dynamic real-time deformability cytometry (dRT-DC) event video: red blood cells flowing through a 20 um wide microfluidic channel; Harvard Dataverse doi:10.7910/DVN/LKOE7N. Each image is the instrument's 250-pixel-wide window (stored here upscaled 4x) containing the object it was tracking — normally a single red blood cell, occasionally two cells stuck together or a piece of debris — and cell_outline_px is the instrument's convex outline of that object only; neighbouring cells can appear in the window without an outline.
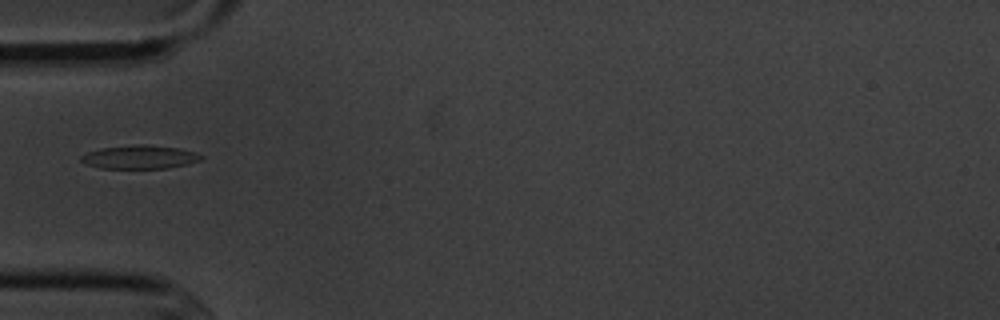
{"species": "common noctule bat (a hibernating species)", "species_latin": "Nyctalus noctula", "temperature_condition": "cold", "stored_images_in_passage": 10, "camera_frame_rate_fps": 3000, "um_per_image_px": 0.085, "animal": {"sex": "male", "body_mass_g": 20.1, "forearm_length_mm": 53.5}, "frame": {"image": 1, "passage_image": 5, "time_ms": 4.667, "image_size_px": [1000, 320], "cell_outline_px": [[204, 156], [200, 160], [168, 168], [100, 168], [84, 164], [80, 160], [80, 156], [88, 152], [104, 148], [136, 144], [140, 144], [176, 148], [196, 152]], "centroid_in_image_um": [11.84, 13.35], "position_along_channel_um": 73.2, "area_um2": 16.18}}
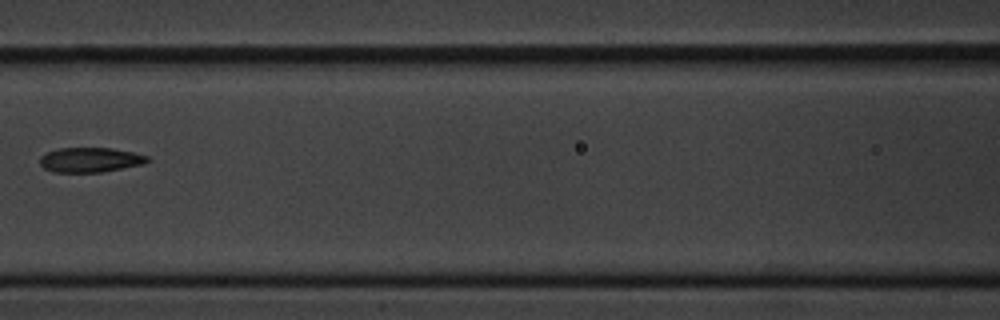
{"frame": {"image": 2, "passage_image": 7, "time_ms": 7.0, "image_size_px": [1000, 320], "cell_outline_px": [[152, 160], [144, 164], [100, 172], [52, 172], [44, 168], [40, 164], [40, 156], [48, 152], [60, 148], [112, 148], [132, 152], [148, 156]], "centroid_in_image_um": [7.68, 13.59], "position_along_channel_um": 158.9, "area_um2": 15.49}}
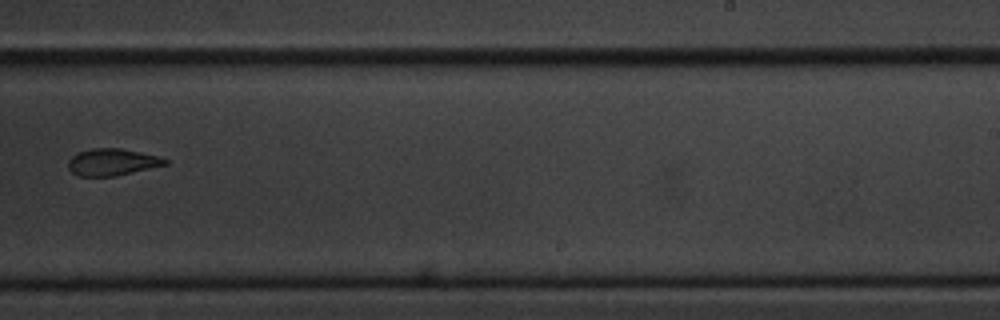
{"frame": {"image": 3, "passage_image": 10, "time_ms": 10.333, "image_size_px": [1000, 320], "cell_outline_px": [[168, 164], [116, 176], [76, 176], [68, 168], [68, 160], [72, 156], [80, 152], [92, 148], [120, 148], [160, 156], [168, 160]], "centroid_in_image_um": [9.54, 13.78], "position_along_channel_um": 279.5, "area_um2": 15.2}}